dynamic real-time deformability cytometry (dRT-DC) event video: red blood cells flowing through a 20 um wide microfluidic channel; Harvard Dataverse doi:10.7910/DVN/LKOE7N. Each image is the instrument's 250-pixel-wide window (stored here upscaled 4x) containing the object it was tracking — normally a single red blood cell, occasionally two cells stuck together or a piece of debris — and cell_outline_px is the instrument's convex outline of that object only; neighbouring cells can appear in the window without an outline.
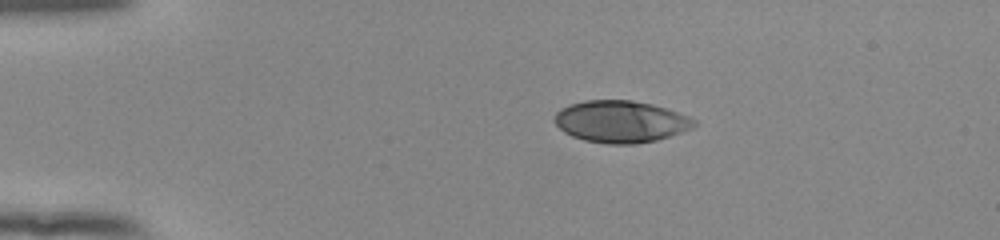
{"species": "human", "species_latin": "Homo sapiens", "temperature_condition": "room temperature", "stored_images_in_passage": 43, "camera_frame_rate_fps": 3000, "um_per_image_px": 0.085, "donor": {"sex": "female"}, "frame": {"image": 1, "passage_image": 1, "time_ms": 0.0, "image_size_px": [1000, 240], "cell_outline_px": [[696, 124], [692, 128], [656, 140], [636, 144], [608, 144], [584, 140], [572, 136], [564, 132], [552, 120], [556, 112], [560, 108], [568, 104], [584, 100], [632, 100], [652, 104], [688, 116], [696, 120]], "centroid_in_image_um": [52.71, 10.33], "position_along_channel_um": 32.3, "area_um2": 34.1}}
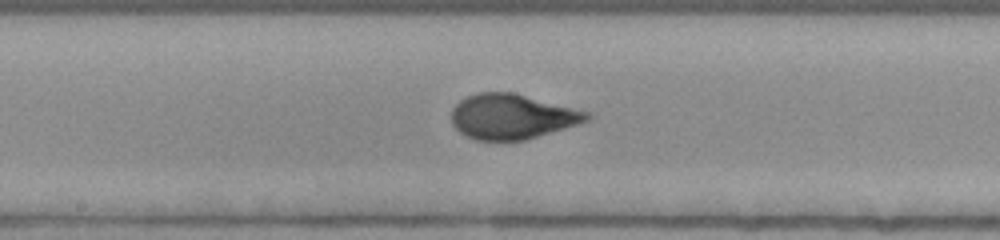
{"frame": {"image": 2, "passage_image": 19, "time_ms": 6.0, "image_size_px": [1000, 240], "cell_outline_px": [[592, 116], [588, 120], [564, 128], [524, 140], [476, 140], [464, 136], [452, 124], [452, 108], [464, 96], [480, 92], [512, 92], [592, 112]], "centroid_in_image_um": [43.5, 9.9], "position_along_channel_um": 204.7, "area_um2": 35.49}}
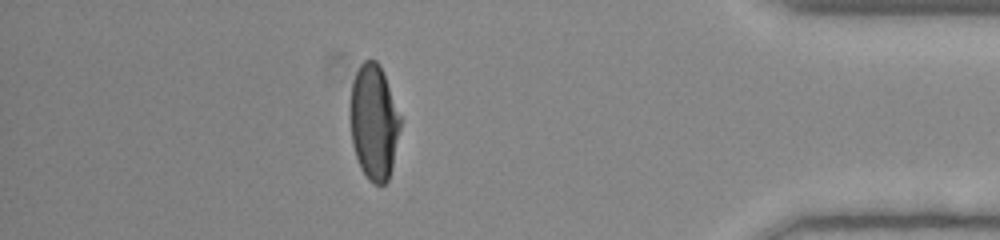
{"frame": {"image": 3, "passage_image": 37, "time_ms": 12.0, "image_size_px": [1000, 240], "cell_outline_px": [[400, 128], [392, 168], [388, 180], [384, 184], [372, 184], [368, 180], [360, 168], [352, 144], [348, 116], [348, 104], [352, 84], [356, 72], [360, 64], [364, 60], [376, 60], [380, 64], [400, 116]], "centroid_in_image_um": [31.74, 10.38], "position_along_channel_um": 403.5, "area_um2": 34.16}, "authors_computed_cell_mechanics": {"area_um2": 35.2002, "velocity_mm_per_s": 3.9054, "shape_relaxation_time_tau1_ms": 4.339, "shape_relaxation_time_tau2_ms": null, "deformation_change_tau1": 0.2173, "deformation_change_tau2": null}}